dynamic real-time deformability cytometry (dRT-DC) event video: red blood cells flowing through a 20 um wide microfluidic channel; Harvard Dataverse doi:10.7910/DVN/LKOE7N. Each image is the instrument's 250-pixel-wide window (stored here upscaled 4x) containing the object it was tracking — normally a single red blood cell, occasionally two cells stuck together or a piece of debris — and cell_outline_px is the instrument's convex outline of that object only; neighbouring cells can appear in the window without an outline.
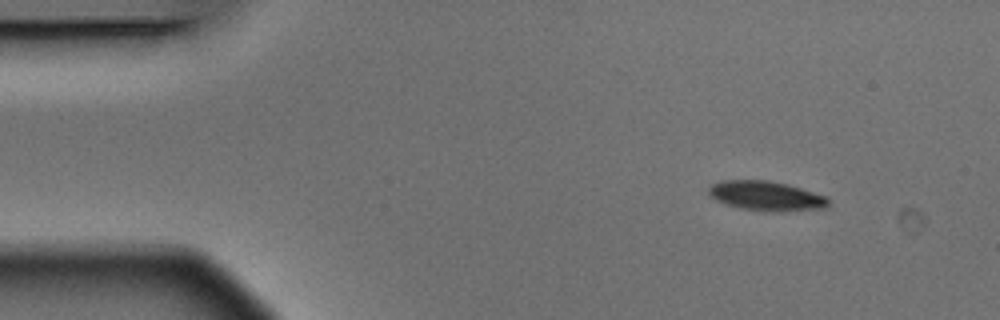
{"species": "Egyptian fruit bat (a non-hibernating species)", "species_latin": "Rousettus aegyptiacus", "temperature_condition": "warm", "stored_images_in_passage": 8, "camera_frame_rate_fps": 3000, "um_per_image_px": 0.085, "animal": {"sex": "male"}, "frame": {"image": 1, "passage_image": 1, "time_ms": 0.0, "image_size_px": [1000, 320], "cell_outline_px": [[828, 204], [824, 208], [784, 212], [740, 208], [716, 200], [708, 192], [708, 188], [712, 184], [724, 180], [768, 180], [788, 184], [824, 196], [828, 200]], "centroid_in_image_um": [65.12, 16.64], "position_along_channel_um": 19.9, "area_um2": 20.29}}
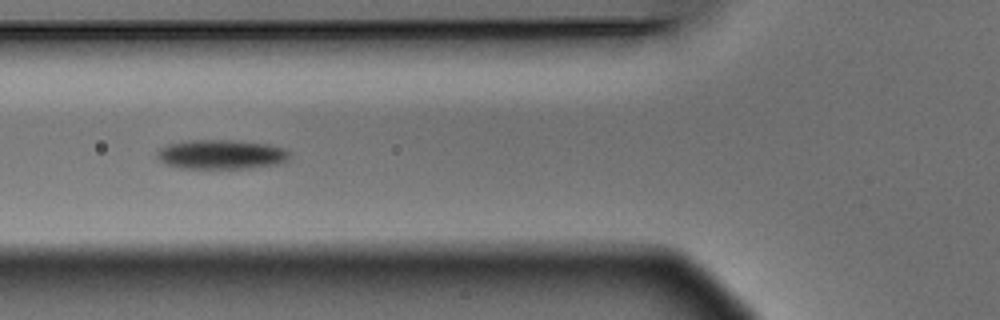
{"frame": {"image": 2, "passage_image": 5, "time_ms": 1.333, "image_size_px": [1000, 320], "cell_outline_px": [[288, 160], [276, 164], [252, 168], [180, 168], [168, 164], [160, 160], [156, 156], [156, 152], [160, 148], [168, 144], [188, 140], [232, 140], [268, 144], [284, 148], [288, 152]], "centroid_in_image_um": [18.79, 13.12], "position_along_channel_um": 107.0, "area_um2": 22.6}}
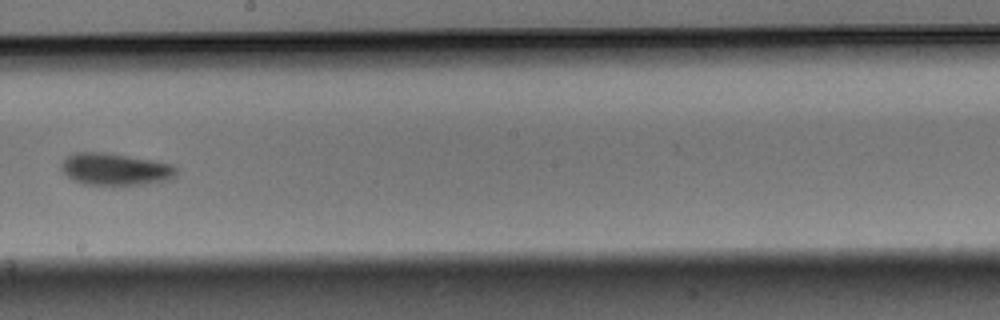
{"frame": {"image": 3, "passage_image": 8, "time_ms": 2.333, "image_size_px": [1000, 320], "cell_outline_px": [[176, 176], [172, 180], [144, 184], [112, 188], [84, 184], [72, 180], [60, 168], [60, 164], [64, 156], [76, 152], [104, 152], [152, 160], [172, 164], [176, 168]], "centroid_in_image_um": [9.77, 14.43], "position_along_channel_um": 238.4, "area_um2": 22.43}}